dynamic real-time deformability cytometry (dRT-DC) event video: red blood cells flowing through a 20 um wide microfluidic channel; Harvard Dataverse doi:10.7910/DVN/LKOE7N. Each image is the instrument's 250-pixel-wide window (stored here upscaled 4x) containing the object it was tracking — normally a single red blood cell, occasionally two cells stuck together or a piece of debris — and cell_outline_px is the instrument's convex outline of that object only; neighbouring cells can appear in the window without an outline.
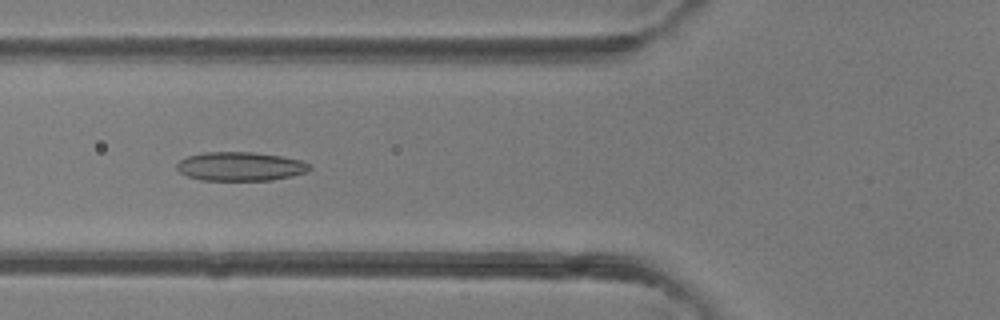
{"species": "common noctule bat (a hibernating species)", "species_latin": "Nyctalus noctula", "temperature_condition": "room temperature", "stored_images_in_passage": 5, "camera_frame_rate_fps": 3000, "um_per_image_px": 0.085, "animal": {"sex": "female"}, "frame": {"image": 1, "passage_image": 5, "time_ms": 4.667, "image_size_px": [1000, 320], "cell_outline_px": [[312, 168], [304, 172], [292, 176], [272, 180], [200, 180], [188, 176], [180, 172], [176, 168], [176, 164], [180, 160], [188, 156], [204, 152], [252, 152], [280, 156], [300, 160], [308, 164]], "centroid_in_image_um": [20.4, 14.14], "position_along_channel_um": 105.4, "area_um2": 22.2}}